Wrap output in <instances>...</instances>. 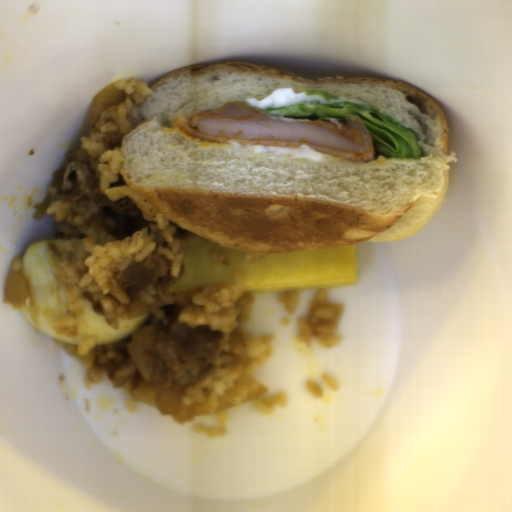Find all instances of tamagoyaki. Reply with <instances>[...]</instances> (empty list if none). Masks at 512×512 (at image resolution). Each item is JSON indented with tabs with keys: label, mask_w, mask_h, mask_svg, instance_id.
Listing matches in <instances>:
<instances>
[{
	"label": "tamagoyaki",
	"mask_w": 512,
	"mask_h": 512,
	"mask_svg": "<svg viewBox=\"0 0 512 512\" xmlns=\"http://www.w3.org/2000/svg\"><path fill=\"white\" fill-rule=\"evenodd\" d=\"M201 238V237H200ZM229 254L218 263L208 252L213 248ZM185 270L169 287L171 295L193 287L232 283L235 270L242 275L246 293L264 294L291 290L326 289L357 283V242L349 245L292 253H265L246 259L248 253L201 238L200 245H183Z\"/></svg>",
	"instance_id": "1"
}]
</instances>
